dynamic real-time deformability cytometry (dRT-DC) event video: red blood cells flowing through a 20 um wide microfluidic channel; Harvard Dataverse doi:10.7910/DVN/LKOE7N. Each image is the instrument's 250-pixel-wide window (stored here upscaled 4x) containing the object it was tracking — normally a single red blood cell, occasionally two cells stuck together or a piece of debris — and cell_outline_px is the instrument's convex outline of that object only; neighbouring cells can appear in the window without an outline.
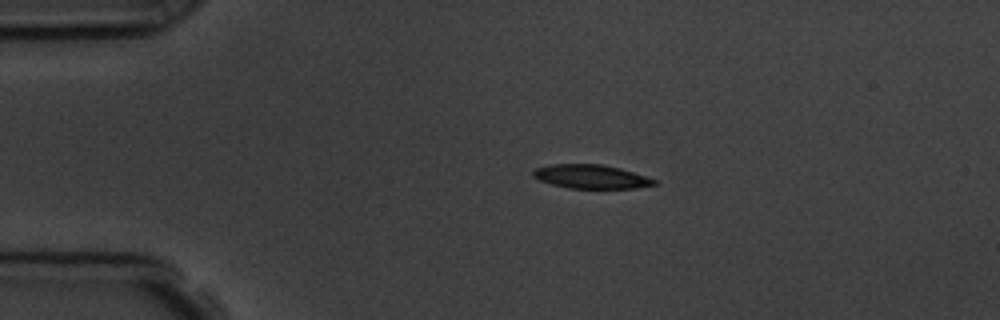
{"species": "common noctule bat (a hibernating species)", "species_latin": "Nyctalus noctula", "temperature_condition": "room temperature", "stored_images_in_passage": 4, "camera_frame_rate_fps": 3000, "um_per_image_px": 0.085, "animal": {"sex": "male", "body_mass_g": 19.5, "forearm_length_mm": 54.6}, "frame": {"image": 1, "passage_image": 3, "time_ms": 2.333, "image_size_px": [1000, 320], "cell_outline_px": [[660, 184], [636, 188], [568, 188], [552, 184], [540, 180], [532, 176], [532, 172], [536, 168], [552, 164], [604, 164], [620, 168], [656, 180]], "centroid_in_image_um": [50.25, 15.01], "position_along_channel_um": 34.8, "area_um2": 16.76}}